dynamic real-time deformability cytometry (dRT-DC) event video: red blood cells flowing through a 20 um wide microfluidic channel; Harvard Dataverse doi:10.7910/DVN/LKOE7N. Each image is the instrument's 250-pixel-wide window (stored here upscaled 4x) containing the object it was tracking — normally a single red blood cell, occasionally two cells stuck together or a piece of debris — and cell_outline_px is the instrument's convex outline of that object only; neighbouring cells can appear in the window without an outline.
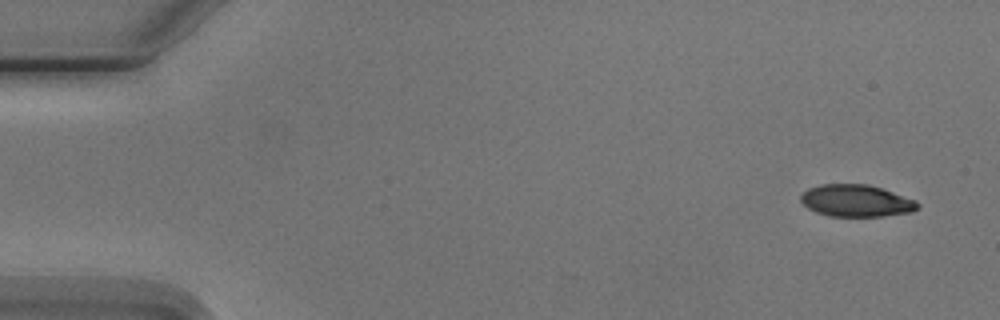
{"species": "Egyptian fruit bat (a non-hibernating species)", "species_latin": "Rousettus aegyptiacus", "temperature_condition": "cold", "stored_images_in_passage": 5, "camera_frame_rate_fps": 3000, "um_per_image_px": 0.085, "animal": {"sex": "male"}, "frame": {"image": 1, "passage_image": 1, "time_ms": 0.0, "image_size_px": [1000, 320], "cell_outline_px": [[920, 208], [912, 212], [884, 216], [828, 216], [816, 212], [808, 208], [800, 200], [800, 196], [808, 188], [824, 184], [868, 184], [916, 200], [920, 204]], "centroid_in_image_um": [72.8, 17.07], "position_along_channel_um": 12.2, "area_um2": 21.79}}